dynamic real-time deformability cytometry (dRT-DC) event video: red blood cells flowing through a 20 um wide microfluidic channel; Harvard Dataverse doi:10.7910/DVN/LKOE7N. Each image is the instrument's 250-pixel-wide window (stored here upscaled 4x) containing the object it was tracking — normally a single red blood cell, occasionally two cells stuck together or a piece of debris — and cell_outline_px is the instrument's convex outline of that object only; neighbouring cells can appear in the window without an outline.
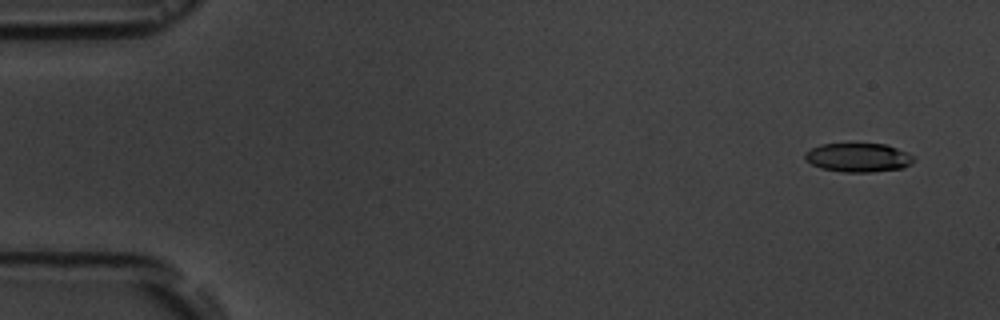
{"species": "common noctule bat (a hibernating species)", "species_latin": "Nyctalus noctula", "temperature_condition": "room temperature", "stored_images_in_passage": 6, "camera_frame_rate_fps": 3000, "um_per_image_px": 0.085, "animal": {"sex": "male", "body_mass_g": 19.5, "forearm_length_mm": 54.6}, "frame": {"image": 1, "passage_image": 1, "time_ms": 0.0, "image_size_px": [1000, 320], "cell_outline_px": [[912, 164], [904, 168], [872, 172], [844, 172], [820, 168], [812, 164], [804, 156], [804, 152], [820, 144], [884, 144], [908, 152], [912, 156]], "centroid_in_image_um": [72.95, 13.39], "position_along_channel_um": 12.0, "area_um2": 18.21}}
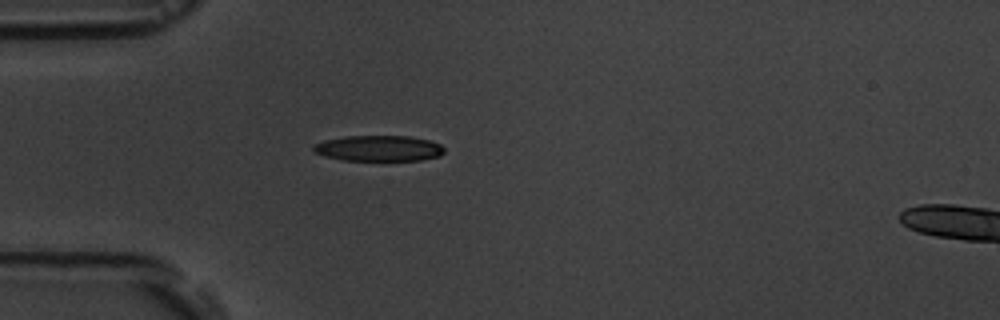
{"frame": {"image": 2, "passage_image": 5, "time_ms": 4.333, "image_size_px": [1000, 320], "cell_outline_px": [[444, 152], [440, 156], [420, 160], [344, 160], [324, 156], [312, 152], [312, 144], [324, 140], [344, 136], [412, 136], [428, 140], [440, 144], [444, 148]], "centroid_in_image_um": [32.15, 12.6], "position_along_channel_um": 52.8, "area_um2": 19.77}}